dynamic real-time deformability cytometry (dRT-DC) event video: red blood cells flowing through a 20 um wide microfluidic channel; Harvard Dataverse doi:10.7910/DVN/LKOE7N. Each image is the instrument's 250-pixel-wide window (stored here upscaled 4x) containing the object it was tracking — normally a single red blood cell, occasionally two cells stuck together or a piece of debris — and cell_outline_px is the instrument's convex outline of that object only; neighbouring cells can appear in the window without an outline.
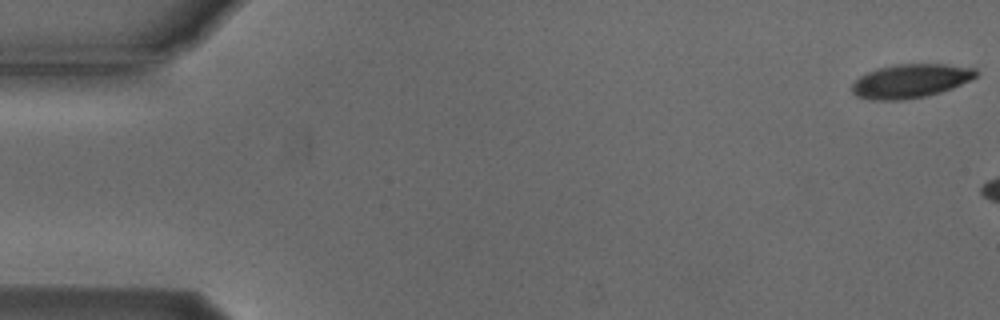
{"species": "Egyptian fruit bat (a non-hibernating species)", "species_latin": "Rousettus aegyptiacus", "temperature_condition": "cold", "stored_images_in_passage": 6, "camera_frame_rate_fps": 3000, "um_per_image_px": 0.085, "animal": {"sex": "male"}, "frame": {"image": 1, "passage_image": 1, "time_ms": 0.0, "image_size_px": [1000, 320], "cell_outline_px": [[976, 76], [952, 88], [940, 92], [924, 96], [900, 100], [872, 100], [856, 96], [852, 92], [852, 84], [860, 76], [876, 68], [896, 64], [944, 64], [976, 68]], "centroid_in_image_um": [77.35, 6.88], "position_along_channel_um": 7.6, "area_um2": 24.22}}